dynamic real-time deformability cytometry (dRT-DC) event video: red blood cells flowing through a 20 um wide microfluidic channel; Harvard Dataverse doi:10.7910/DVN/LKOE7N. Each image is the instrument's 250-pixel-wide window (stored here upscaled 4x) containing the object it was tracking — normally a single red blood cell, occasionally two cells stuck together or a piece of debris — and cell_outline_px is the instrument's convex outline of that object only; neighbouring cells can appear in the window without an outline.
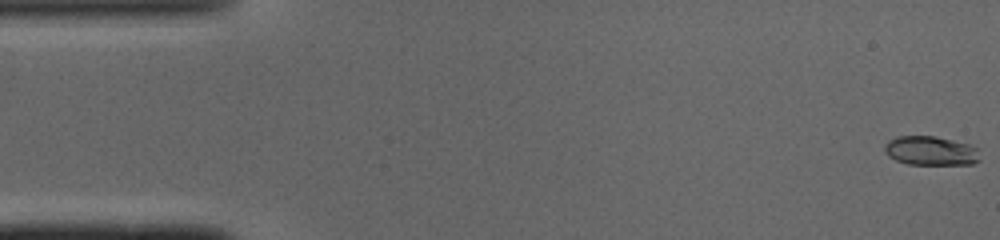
{"species": "common noctule bat (a hibernating species)", "species_latin": "Nyctalus noctula", "temperature_condition": "cold", "stored_images_in_passage": 49, "camera_frame_rate_fps": 3000, "um_per_image_px": 0.085, "animal": {"sex": "male", "body_mass_g": 19.0, "forearm_length_mm": 50.8}, "frame": {"image": 1, "passage_image": 1, "time_ms": 0.0, "image_size_px": [1000, 240], "cell_outline_px": [[980, 160], [972, 164], [908, 164], [896, 160], [888, 156], [884, 148], [884, 144], [888, 140], [896, 136], [936, 136], [968, 144], [980, 148]], "centroid_in_image_um": [79.13, 12.81], "position_along_channel_um": 5.9, "area_um2": 16.36}}
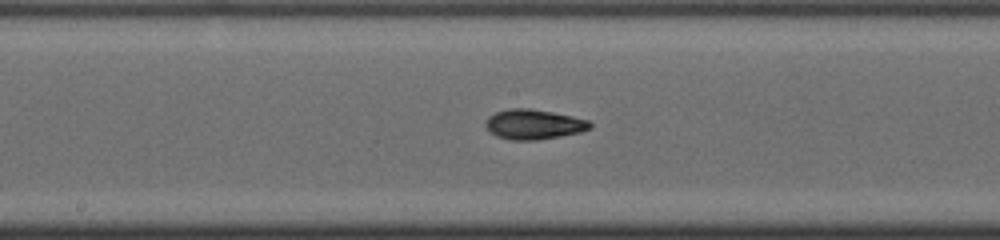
{"frame": {"image": 2, "passage_image": 25, "time_ms": 8.0, "image_size_px": [1000, 240], "cell_outline_px": [[592, 128], [580, 132], [560, 136], [536, 140], [512, 140], [496, 136], [484, 124], [488, 116], [496, 112], [508, 108], [532, 108], [572, 116], [588, 120], [592, 124]], "centroid_in_image_um": [45.37, 10.56], "position_along_channel_um": 202.8, "area_um2": 18.21}}
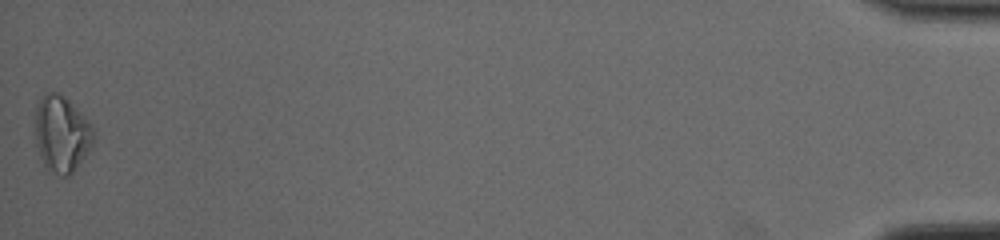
{"frame": {"image": 3, "passage_image": 49, "time_ms": 16.0, "image_size_px": [1000, 240], "cell_outline_px": [[96, 136], [88, 152], [76, 168], [68, 176], [64, 176], [48, 172], [40, 156], [36, 144], [36, 108], [44, 92], [56, 92], [64, 96], [92, 124], [96, 132]], "centroid_in_image_um": [5.26, 11.4], "position_along_channel_um": 429.9, "area_um2": 26.01}, "authors_computed_cell_mechanics": {"area_um2": 17.1666, "velocity_mm_per_s": 4.113, "shape_relaxation_time_tau1_ms": 4.2665, "shape_relaxation_time_tau2_ms": 3.5795, "deformation_change_tau1": 0.158, "deformation_change_tau2": 0.0961}}